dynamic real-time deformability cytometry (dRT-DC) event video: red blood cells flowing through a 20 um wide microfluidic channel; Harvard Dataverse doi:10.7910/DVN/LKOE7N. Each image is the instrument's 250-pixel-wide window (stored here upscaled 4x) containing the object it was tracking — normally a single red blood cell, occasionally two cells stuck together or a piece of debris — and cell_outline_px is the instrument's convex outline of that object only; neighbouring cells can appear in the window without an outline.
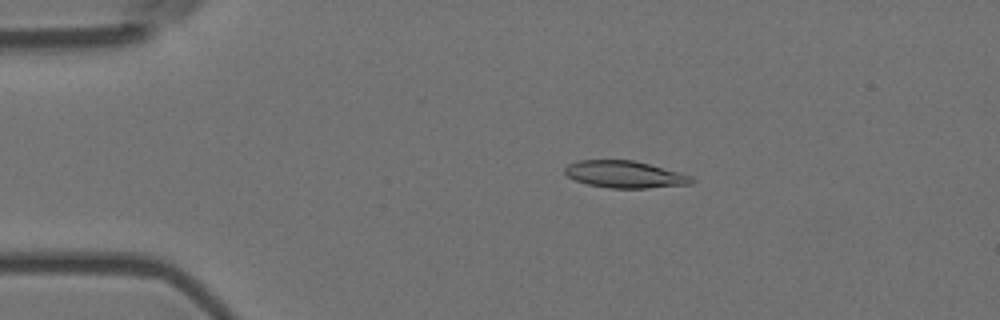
{"species": "Egyptian fruit bat (a non-hibernating species)", "species_latin": "Rousettus aegyptiacus", "temperature_condition": "room temperature", "stored_images_in_passage": 9, "camera_frame_rate_fps": 3000, "um_per_image_px": 0.085, "animal": {"sex": "female"}, "frame": {"image": 1, "passage_image": 4, "time_ms": 1.0, "image_size_px": [1000, 320], "cell_outline_px": [[696, 180], [692, 184], [648, 188], [608, 188], [588, 184], [576, 180], [568, 176], [564, 172], [564, 168], [568, 164], [580, 160], [632, 160], [648, 164], [692, 176]], "centroid_in_image_um": [53.11, 14.83], "position_along_channel_um": 31.9, "area_um2": 19.83}}
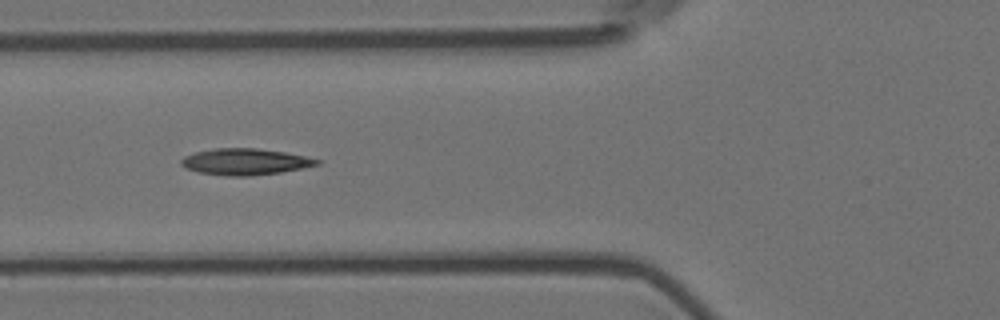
{"frame": {"image": 2, "passage_image": 7, "time_ms": 2.0, "image_size_px": [1000, 320], "cell_outline_px": [[320, 164], [280, 172], [252, 176], [228, 176], [200, 172], [188, 168], [180, 164], [180, 160], [184, 156], [196, 152], [216, 148], [256, 148], [284, 152], [304, 156], [320, 160]], "centroid_in_image_um": [20.82, 13.74], "position_along_channel_um": 105.0, "area_um2": 20.58}}
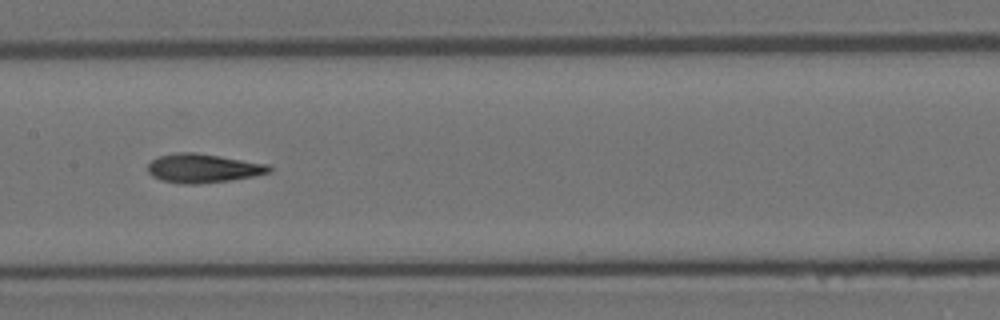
{"frame": {"image": 3, "passage_image": 9, "time_ms": 2.667, "image_size_px": [1000, 320], "cell_outline_px": [[272, 168], [268, 172], [252, 176], [228, 180], [200, 184], [180, 184], [160, 180], [152, 176], [148, 172], [148, 164], [152, 160], [160, 156], [176, 152], [192, 152], [220, 156], [268, 164]], "centroid_in_image_um": [17.21, 14.3], "position_along_channel_um": 190.2, "area_um2": 20.29}}